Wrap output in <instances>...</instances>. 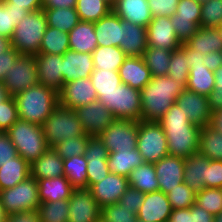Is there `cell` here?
<instances>
[{"instance_id":"cell-14","label":"cell","mask_w":222,"mask_h":222,"mask_svg":"<svg viewBox=\"0 0 222 222\" xmlns=\"http://www.w3.org/2000/svg\"><path fill=\"white\" fill-rule=\"evenodd\" d=\"M109 152L98 136L89 138L84 153L87 160V189L103 180L110 172L107 165Z\"/></svg>"},{"instance_id":"cell-17","label":"cell","mask_w":222,"mask_h":222,"mask_svg":"<svg viewBox=\"0 0 222 222\" xmlns=\"http://www.w3.org/2000/svg\"><path fill=\"white\" fill-rule=\"evenodd\" d=\"M185 113L192 124L203 128L209 125L211 112L208 97L184 89L176 98L175 102Z\"/></svg>"},{"instance_id":"cell-34","label":"cell","mask_w":222,"mask_h":222,"mask_svg":"<svg viewBox=\"0 0 222 222\" xmlns=\"http://www.w3.org/2000/svg\"><path fill=\"white\" fill-rule=\"evenodd\" d=\"M186 44L204 55L211 52H222V39L217 28L199 27Z\"/></svg>"},{"instance_id":"cell-63","label":"cell","mask_w":222,"mask_h":222,"mask_svg":"<svg viewBox=\"0 0 222 222\" xmlns=\"http://www.w3.org/2000/svg\"><path fill=\"white\" fill-rule=\"evenodd\" d=\"M205 65L208 69L215 72L222 66V52H211L204 56Z\"/></svg>"},{"instance_id":"cell-41","label":"cell","mask_w":222,"mask_h":222,"mask_svg":"<svg viewBox=\"0 0 222 222\" xmlns=\"http://www.w3.org/2000/svg\"><path fill=\"white\" fill-rule=\"evenodd\" d=\"M171 55V50L148 46L142 58L150 69L152 77H157L167 75Z\"/></svg>"},{"instance_id":"cell-25","label":"cell","mask_w":222,"mask_h":222,"mask_svg":"<svg viewBox=\"0 0 222 222\" xmlns=\"http://www.w3.org/2000/svg\"><path fill=\"white\" fill-rule=\"evenodd\" d=\"M147 29L121 19L120 48L126 56L142 57L147 49Z\"/></svg>"},{"instance_id":"cell-71","label":"cell","mask_w":222,"mask_h":222,"mask_svg":"<svg viewBox=\"0 0 222 222\" xmlns=\"http://www.w3.org/2000/svg\"><path fill=\"white\" fill-rule=\"evenodd\" d=\"M215 222H222V214L215 217Z\"/></svg>"},{"instance_id":"cell-51","label":"cell","mask_w":222,"mask_h":222,"mask_svg":"<svg viewBox=\"0 0 222 222\" xmlns=\"http://www.w3.org/2000/svg\"><path fill=\"white\" fill-rule=\"evenodd\" d=\"M167 197L172 210L190 208L195 204L196 192L183 182L174 189H171V191L167 193Z\"/></svg>"},{"instance_id":"cell-1","label":"cell","mask_w":222,"mask_h":222,"mask_svg":"<svg viewBox=\"0 0 222 222\" xmlns=\"http://www.w3.org/2000/svg\"><path fill=\"white\" fill-rule=\"evenodd\" d=\"M158 122L165 132L169 155L188 158L198 153L201 128L192 124L176 103Z\"/></svg>"},{"instance_id":"cell-10","label":"cell","mask_w":222,"mask_h":222,"mask_svg":"<svg viewBox=\"0 0 222 222\" xmlns=\"http://www.w3.org/2000/svg\"><path fill=\"white\" fill-rule=\"evenodd\" d=\"M139 121L115 119L98 138L108 152L128 151L137 148Z\"/></svg>"},{"instance_id":"cell-33","label":"cell","mask_w":222,"mask_h":222,"mask_svg":"<svg viewBox=\"0 0 222 222\" xmlns=\"http://www.w3.org/2000/svg\"><path fill=\"white\" fill-rule=\"evenodd\" d=\"M143 163L144 160L137 149L111 152L107 158L109 172L125 177Z\"/></svg>"},{"instance_id":"cell-27","label":"cell","mask_w":222,"mask_h":222,"mask_svg":"<svg viewBox=\"0 0 222 222\" xmlns=\"http://www.w3.org/2000/svg\"><path fill=\"white\" fill-rule=\"evenodd\" d=\"M210 159L200 153L184 158L183 182L196 193L206 188L207 168Z\"/></svg>"},{"instance_id":"cell-2","label":"cell","mask_w":222,"mask_h":222,"mask_svg":"<svg viewBox=\"0 0 222 222\" xmlns=\"http://www.w3.org/2000/svg\"><path fill=\"white\" fill-rule=\"evenodd\" d=\"M185 87L167 75L152 77L141 93L140 120L158 122L176 102Z\"/></svg>"},{"instance_id":"cell-55","label":"cell","mask_w":222,"mask_h":222,"mask_svg":"<svg viewBox=\"0 0 222 222\" xmlns=\"http://www.w3.org/2000/svg\"><path fill=\"white\" fill-rule=\"evenodd\" d=\"M215 87L208 96L210 112L222 110V66H220L215 72Z\"/></svg>"},{"instance_id":"cell-74","label":"cell","mask_w":222,"mask_h":222,"mask_svg":"<svg viewBox=\"0 0 222 222\" xmlns=\"http://www.w3.org/2000/svg\"><path fill=\"white\" fill-rule=\"evenodd\" d=\"M196 1H198V2H200V3H203V2H205V1H207V0H196Z\"/></svg>"},{"instance_id":"cell-72","label":"cell","mask_w":222,"mask_h":222,"mask_svg":"<svg viewBox=\"0 0 222 222\" xmlns=\"http://www.w3.org/2000/svg\"><path fill=\"white\" fill-rule=\"evenodd\" d=\"M106 2H108L111 6H113L117 0H105Z\"/></svg>"},{"instance_id":"cell-68","label":"cell","mask_w":222,"mask_h":222,"mask_svg":"<svg viewBox=\"0 0 222 222\" xmlns=\"http://www.w3.org/2000/svg\"><path fill=\"white\" fill-rule=\"evenodd\" d=\"M10 48H11V40L4 36H0V53L6 52Z\"/></svg>"},{"instance_id":"cell-52","label":"cell","mask_w":222,"mask_h":222,"mask_svg":"<svg viewBox=\"0 0 222 222\" xmlns=\"http://www.w3.org/2000/svg\"><path fill=\"white\" fill-rule=\"evenodd\" d=\"M101 219L105 222H137L133 209L122 206L119 202L102 208Z\"/></svg>"},{"instance_id":"cell-47","label":"cell","mask_w":222,"mask_h":222,"mask_svg":"<svg viewBox=\"0 0 222 222\" xmlns=\"http://www.w3.org/2000/svg\"><path fill=\"white\" fill-rule=\"evenodd\" d=\"M90 79L98 98L102 93L114 91L122 83L118 71H110L109 69H94Z\"/></svg>"},{"instance_id":"cell-15","label":"cell","mask_w":222,"mask_h":222,"mask_svg":"<svg viewBox=\"0 0 222 222\" xmlns=\"http://www.w3.org/2000/svg\"><path fill=\"white\" fill-rule=\"evenodd\" d=\"M74 110L84 132L90 136H98L115 120L112 113L98 99Z\"/></svg>"},{"instance_id":"cell-7","label":"cell","mask_w":222,"mask_h":222,"mask_svg":"<svg viewBox=\"0 0 222 222\" xmlns=\"http://www.w3.org/2000/svg\"><path fill=\"white\" fill-rule=\"evenodd\" d=\"M115 119L140 121L141 93L124 83L110 93H102L98 98Z\"/></svg>"},{"instance_id":"cell-24","label":"cell","mask_w":222,"mask_h":222,"mask_svg":"<svg viewBox=\"0 0 222 222\" xmlns=\"http://www.w3.org/2000/svg\"><path fill=\"white\" fill-rule=\"evenodd\" d=\"M118 73L122 83L139 91L152 79L150 69L142 57L127 56Z\"/></svg>"},{"instance_id":"cell-16","label":"cell","mask_w":222,"mask_h":222,"mask_svg":"<svg viewBox=\"0 0 222 222\" xmlns=\"http://www.w3.org/2000/svg\"><path fill=\"white\" fill-rule=\"evenodd\" d=\"M59 104L66 108L76 109L98 99L90 78H79L67 82L58 92Z\"/></svg>"},{"instance_id":"cell-69","label":"cell","mask_w":222,"mask_h":222,"mask_svg":"<svg viewBox=\"0 0 222 222\" xmlns=\"http://www.w3.org/2000/svg\"><path fill=\"white\" fill-rule=\"evenodd\" d=\"M9 97V94L3 85L2 82H0V103L4 102Z\"/></svg>"},{"instance_id":"cell-12","label":"cell","mask_w":222,"mask_h":222,"mask_svg":"<svg viewBox=\"0 0 222 222\" xmlns=\"http://www.w3.org/2000/svg\"><path fill=\"white\" fill-rule=\"evenodd\" d=\"M170 19L177 38L181 43H186L200 27L201 3L196 0H180Z\"/></svg>"},{"instance_id":"cell-19","label":"cell","mask_w":222,"mask_h":222,"mask_svg":"<svg viewBox=\"0 0 222 222\" xmlns=\"http://www.w3.org/2000/svg\"><path fill=\"white\" fill-rule=\"evenodd\" d=\"M128 187V177L109 173L89 190L99 206L103 208L106 205L118 203Z\"/></svg>"},{"instance_id":"cell-38","label":"cell","mask_w":222,"mask_h":222,"mask_svg":"<svg viewBox=\"0 0 222 222\" xmlns=\"http://www.w3.org/2000/svg\"><path fill=\"white\" fill-rule=\"evenodd\" d=\"M198 153L210 160L222 161V134L209 125L201 128Z\"/></svg>"},{"instance_id":"cell-43","label":"cell","mask_w":222,"mask_h":222,"mask_svg":"<svg viewBox=\"0 0 222 222\" xmlns=\"http://www.w3.org/2000/svg\"><path fill=\"white\" fill-rule=\"evenodd\" d=\"M79 19L95 23L112 11V6L105 0H77L75 7Z\"/></svg>"},{"instance_id":"cell-64","label":"cell","mask_w":222,"mask_h":222,"mask_svg":"<svg viewBox=\"0 0 222 222\" xmlns=\"http://www.w3.org/2000/svg\"><path fill=\"white\" fill-rule=\"evenodd\" d=\"M169 222H192L191 207L172 210Z\"/></svg>"},{"instance_id":"cell-20","label":"cell","mask_w":222,"mask_h":222,"mask_svg":"<svg viewBox=\"0 0 222 222\" xmlns=\"http://www.w3.org/2000/svg\"><path fill=\"white\" fill-rule=\"evenodd\" d=\"M159 191L167 194L171 189L183 183L184 158L167 155L154 163Z\"/></svg>"},{"instance_id":"cell-62","label":"cell","mask_w":222,"mask_h":222,"mask_svg":"<svg viewBox=\"0 0 222 222\" xmlns=\"http://www.w3.org/2000/svg\"><path fill=\"white\" fill-rule=\"evenodd\" d=\"M192 222H215V216L196 203L191 206Z\"/></svg>"},{"instance_id":"cell-8","label":"cell","mask_w":222,"mask_h":222,"mask_svg":"<svg viewBox=\"0 0 222 222\" xmlns=\"http://www.w3.org/2000/svg\"><path fill=\"white\" fill-rule=\"evenodd\" d=\"M0 202L8 215L37 210L40 205L37 180L30 176L14 187L0 191Z\"/></svg>"},{"instance_id":"cell-11","label":"cell","mask_w":222,"mask_h":222,"mask_svg":"<svg viewBox=\"0 0 222 222\" xmlns=\"http://www.w3.org/2000/svg\"><path fill=\"white\" fill-rule=\"evenodd\" d=\"M6 72L2 83L11 97L39 83L35 55H20Z\"/></svg>"},{"instance_id":"cell-21","label":"cell","mask_w":222,"mask_h":222,"mask_svg":"<svg viewBox=\"0 0 222 222\" xmlns=\"http://www.w3.org/2000/svg\"><path fill=\"white\" fill-rule=\"evenodd\" d=\"M35 59L39 83L59 92L63 86L62 55L38 53Z\"/></svg>"},{"instance_id":"cell-73","label":"cell","mask_w":222,"mask_h":222,"mask_svg":"<svg viewBox=\"0 0 222 222\" xmlns=\"http://www.w3.org/2000/svg\"><path fill=\"white\" fill-rule=\"evenodd\" d=\"M219 33H220V37L222 39V24L217 28Z\"/></svg>"},{"instance_id":"cell-59","label":"cell","mask_w":222,"mask_h":222,"mask_svg":"<svg viewBox=\"0 0 222 222\" xmlns=\"http://www.w3.org/2000/svg\"><path fill=\"white\" fill-rule=\"evenodd\" d=\"M21 54L11 47L6 52L0 53V82L4 81L7 70H10L14 62Z\"/></svg>"},{"instance_id":"cell-30","label":"cell","mask_w":222,"mask_h":222,"mask_svg":"<svg viewBox=\"0 0 222 222\" xmlns=\"http://www.w3.org/2000/svg\"><path fill=\"white\" fill-rule=\"evenodd\" d=\"M31 176L36 180L64 176L63 158L50 147L30 165Z\"/></svg>"},{"instance_id":"cell-66","label":"cell","mask_w":222,"mask_h":222,"mask_svg":"<svg viewBox=\"0 0 222 222\" xmlns=\"http://www.w3.org/2000/svg\"><path fill=\"white\" fill-rule=\"evenodd\" d=\"M182 46L188 51V65L191 67L192 64H206L204 60V54L200 53L199 51H195L191 49L186 43H182Z\"/></svg>"},{"instance_id":"cell-65","label":"cell","mask_w":222,"mask_h":222,"mask_svg":"<svg viewBox=\"0 0 222 222\" xmlns=\"http://www.w3.org/2000/svg\"><path fill=\"white\" fill-rule=\"evenodd\" d=\"M77 0H42V8H75Z\"/></svg>"},{"instance_id":"cell-58","label":"cell","mask_w":222,"mask_h":222,"mask_svg":"<svg viewBox=\"0 0 222 222\" xmlns=\"http://www.w3.org/2000/svg\"><path fill=\"white\" fill-rule=\"evenodd\" d=\"M17 150L6 132H0V167L16 157Z\"/></svg>"},{"instance_id":"cell-48","label":"cell","mask_w":222,"mask_h":222,"mask_svg":"<svg viewBox=\"0 0 222 222\" xmlns=\"http://www.w3.org/2000/svg\"><path fill=\"white\" fill-rule=\"evenodd\" d=\"M195 203L213 216L222 214V188H204L196 193Z\"/></svg>"},{"instance_id":"cell-4","label":"cell","mask_w":222,"mask_h":222,"mask_svg":"<svg viewBox=\"0 0 222 222\" xmlns=\"http://www.w3.org/2000/svg\"><path fill=\"white\" fill-rule=\"evenodd\" d=\"M6 133L16 147L17 154L30 165L50 148L43 127L38 124L19 118Z\"/></svg>"},{"instance_id":"cell-53","label":"cell","mask_w":222,"mask_h":222,"mask_svg":"<svg viewBox=\"0 0 222 222\" xmlns=\"http://www.w3.org/2000/svg\"><path fill=\"white\" fill-rule=\"evenodd\" d=\"M19 119L14 97L9 96L0 103V132H6Z\"/></svg>"},{"instance_id":"cell-5","label":"cell","mask_w":222,"mask_h":222,"mask_svg":"<svg viewBox=\"0 0 222 222\" xmlns=\"http://www.w3.org/2000/svg\"><path fill=\"white\" fill-rule=\"evenodd\" d=\"M47 27V18L43 9L29 12L16 25L10 39L11 47L21 55H37Z\"/></svg>"},{"instance_id":"cell-54","label":"cell","mask_w":222,"mask_h":222,"mask_svg":"<svg viewBox=\"0 0 222 222\" xmlns=\"http://www.w3.org/2000/svg\"><path fill=\"white\" fill-rule=\"evenodd\" d=\"M179 1L180 0H148V3L153 17H171L175 14Z\"/></svg>"},{"instance_id":"cell-46","label":"cell","mask_w":222,"mask_h":222,"mask_svg":"<svg viewBox=\"0 0 222 222\" xmlns=\"http://www.w3.org/2000/svg\"><path fill=\"white\" fill-rule=\"evenodd\" d=\"M37 211L41 222H68V200L42 202Z\"/></svg>"},{"instance_id":"cell-36","label":"cell","mask_w":222,"mask_h":222,"mask_svg":"<svg viewBox=\"0 0 222 222\" xmlns=\"http://www.w3.org/2000/svg\"><path fill=\"white\" fill-rule=\"evenodd\" d=\"M214 72L204 64H192L189 70V77L186 89L197 94L208 97L215 87Z\"/></svg>"},{"instance_id":"cell-3","label":"cell","mask_w":222,"mask_h":222,"mask_svg":"<svg viewBox=\"0 0 222 222\" xmlns=\"http://www.w3.org/2000/svg\"><path fill=\"white\" fill-rule=\"evenodd\" d=\"M14 98L19 118L40 126L59 105L58 92L40 83L29 87Z\"/></svg>"},{"instance_id":"cell-32","label":"cell","mask_w":222,"mask_h":222,"mask_svg":"<svg viewBox=\"0 0 222 222\" xmlns=\"http://www.w3.org/2000/svg\"><path fill=\"white\" fill-rule=\"evenodd\" d=\"M30 176V164L17 155L0 167V191L12 188Z\"/></svg>"},{"instance_id":"cell-40","label":"cell","mask_w":222,"mask_h":222,"mask_svg":"<svg viewBox=\"0 0 222 222\" xmlns=\"http://www.w3.org/2000/svg\"><path fill=\"white\" fill-rule=\"evenodd\" d=\"M64 176L75 188L87 189V160L84 155L63 159Z\"/></svg>"},{"instance_id":"cell-60","label":"cell","mask_w":222,"mask_h":222,"mask_svg":"<svg viewBox=\"0 0 222 222\" xmlns=\"http://www.w3.org/2000/svg\"><path fill=\"white\" fill-rule=\"evenodd\" d=\"M7 222H41L37 210L12 213L8 215Z\"/></svg>"},{"instance_id":"cell-26","label":"cell","mask_w":222,"mask_h":222,"mask_svg":"<svg viewBox=\"0 0 222 222\" xmlns=\"http://www.w3.org/2000/svg\"><path fill=\"white\" fill-rule=\"evenodd\" d=\"M112 11L122 20L147 27L153 16L148 0H117Z\"/></svg>"},{"instance_id":"cell-28","label":"cell","mask_w":222,"mask_h":222,"mask_svg":"<svg viewBox=\"0 0 222 222\" xmlns=\"http://www.w3.org/2000/svg\"><path fill=\"white\" fill-rule=\"evenodd\" d=\"M97 46H117L121 44V18L111 11L94 23Z\"/></svg>"},{"instance_id":"cell-45","label":"cell","mask_w":222,"mask_h":222,"mask_svg":"<svg viewBox=\"0 0 222 222\" xmlns=\"http://www.w3.org/2000/svg\"><path fill=\"white\" fill-rule=\"evenodd\" d=\"M188 51L181 45L172 51L167 76L180 82L185 88L187 86L189 70Z\"/></svg>"},{"instance_id":"cell-9","label":"cell","mask_w":222,"mask_h":222,"mask_svg":"<svg viewBox=\"0 0 222 222\" xmlns=\"http://www.w3.org/2000/svg\"><path fill=\"white\" fill-rule=\"evenodd\" d=\"M144 162L156 163L169 155L167 138L162 126L155 121H139L137 148Z\"/></svg>"},{"instance_id":"cell-13","label":"cell","mask_w":222,"mask_h":222,"mask_svg":"<svg viewBox=\"0 0 222 222\" xmlns=\"http://www.w3.org/2000/svg\"><path fill=\"white\" fill-rule=\"evenodd\" d=\"M68 204V222H98L101 219L102 208L89 189H74Z\"/></svg>"},{"instance_id":"cell-49","label":"cell","mask_w":222,"mask_h":222,"mask_svg":"<svg viewBox=\"0 0 222 222\" xmlns=\"http://www.w3.org/2000/svg\"><path fill=\"white\" fill-rule=\"evenodd\" d=\"M222 24V0L201 3L200 27L218 28Z\"/></svg>"},{"instance_id":"cell-42","label":"cell","mask_w":222,"mask_h":222,"mask_svg":"<svg viewBox=\"0 0 222 222\" xmlns=\"http://www.w3.org/2000/svg\"><path fill=\"white\" fill-rule=\"evenodd\" d=\"M69 48V35L54 27H47L39 53L63 55Z\"/></svg>"},{"instance_id":"cell-57","label":"cell","mask_w":222,"mask_h":222,"mask_svg":"<svg viewBox=\"0 0 222 222\" xmlns=\"http://www.w3.org/2000/svg\"><path fill=\"white\" fill-rule=\"evenodd\" d=\"M206 188H222V161L210 160L207 168Z\"/></svg>"},{"instance_id":"cell-39","label":"cell","mask_w":222,"mask_h":222,"mask_svg":"<svg viewBox=\"0 0 222 222\" xmlns=\"http://www.w3.org/2000/svg\"><path fill=\"white\" fill-rule=\"evenodd\" d=\"M47 18L49 27L69 33L80 19L75 8H42Z\"/></svg>"},{"instance_id":"cell-18","label":"cell","mask_w":222,"mask_h":222,"mask_svg":"<svg viewBox=\"0 0 222 222\" xmlns=\"http://www.w3.org/2000/svg\"><path fill=\"white\" fill-rule=\"evenodd\" d=\"M146 29L148 46L174 51L182 45L177 38L170 17H153Z\"/></svg>"},{"instance_id":"cell-23","label":"cell","mask_w":222,"mask_h":222,"mask_svg":"<svg viewBox=\"0 0 222 222\" xmlns=\"http://www.w3.org/2000/svg\"><path fill=\"white\" fill-rule=\"evenodd\" d=\"M172 213L167 194L157 191L146 193L137 218L145 222H168Z\"/></svg>"},{"instance_id":"cell-37","label":"cell","mask_w":222,"mask_h":222,"mask_svg":"<svg viewBox=\"0 0 222 222\" xmlns=\"http://www.w3.org/2000/svg\"><path fill=\"white\" fill-rule=\"evenodd\" d=\"M126 57L124 51L117 46H98L92 52L94 69L118 71Z\"/></svg>"},{"instance_id":"cell-67","label":"cell","mask_w":222,"mask_h":222,"mask_svg":"<svg viewBox=\"0 0 222 222\" xmlns=\"http://www.w3.org/2000/svg\"><path fill=\"white\" fill-rule=\"evenodd\" d=\"M209 126L222 134V110L212 112Z\"/></svg>"},{"instance_id":"cell-70","label":"cell","mask_w":222,"mask_h":222,"mask_svg":"<svg viewBox=\"0 0 222 222\" xmlns=\"http://www.w3.org/2000/svg\"><path fill=\"white\" fill-rule=\"evenodd\" d=\"M8 219V214L6 213L4 207L1 205L0 202V222H6Z\"/></svg>"},{"instance_id":"cell-35","label":"cell","mask_w":222,"mask_h":222,"mask_svg":"<svg viewBox=\"0 0 222 222\" xmlns=\"http://www.w3.org/2000/svg\"><path fill=\"white\" fill-rule=\"evenodd\" d=\"M128 182L129 186L144 194L159 191L158 179L152 163L144 162L133 169L128 176Z\"/></svg>"},{"instance_id":"cell-44","label":"cell","mask_w":222,"mask_h":222,"mask_svg":"<svg viewBox=\"0 0 222 222\" xmlns=\"http://www.w3.org/2000/svg\"><path fill=\"white\" fill-rule=\"evenodd\" d=\"M25 8L0 2V36L11 39L16 25L28 14Z\"/></svg>"},{"instance_id":"cell-56","label":"cell","mask_w":222,"mask_h":222,"mask_svg":"<svg viewBox=\"0 0 222 222\" xmlns=\"http://www.w3.org/2000/svg\"><path fill=\"white\" fill-rule=\"evenodd\" d=\"M144 197V193L129 186L120 198L119 203L128 209H133V211L137 214L139 208L144 202Z\"/></svg>"},{"instance_id":"cell-22","label":"cell","mask_w":222,"mask_h":222,"mask_svg":"<svg viewBox=\"0 0 222 222\" xmlns=\"http://www.w3.org/2000/svg\"><path fill=\"white\" fill-rule=\"evenodd\" d=\"M93 71L92 53L68 50L62 55L63 85L79 78H90Z\"/></svg>"},{"instance_id":"cell-29","label":"cell","mask_w":222,"mask_h":222,"mask_svg":"<svg viewBox=\"0 0 222 222\" xmlns=\"http://www.w3.org/2000/svg\"><path fill=\"white\" fill-rule=\"evenodd\" d=\"M40 203L68 200L75 189L65 176L37 180Z\"/></svg>"},{"instance_id":"cell-31","label":"cell","mask_w":222,"mask_h":222,"mask_svg":"<svg viewBox=\"0 0 222 222\" xmlns=\"http://www.w3.org/2000/svg\"><path fill=\"white\" fill-rule=\"evenodd\" d=\"M69 35V48L74 52L92 53L97 46V37L94 31V23L79 21L73 27Z\"/></svg>"},{"instance_id":"cell-61","label":"cell","mask_w":222,"mask_h":222,"mask_svg":"<svg viewBox=\"0 0 222 222\" xmlns=\"http://www.w3.org/2000/svg\"><path fill=\"white\" fill-rule=\"evenodd\" d=\"M4 4H13V7L25 8L29 12L42 9V0H2Z\"/></svg>"},{"instance_id":"cell-6","label":"cell","mask_w":222,"mask_h":222,"mask_svg":"<svg viewBox=\"0 0 222 222\" xmlns=\"http://www.w3.org/2000/svg\"><path fill=\"white\" fill-rule=\"evenodd\" d=\"M42 127L47 144L52 148L66 139L90 136L84 132L75 110L60 104L46 118Z\"/></svg>"},{"instance_id":"cell-50","label":"cell","mask_w":222,"mask_h":222,"mask_svg":"<svg viewBox=\"0 0 222 222\" xmlns=\"http://www.w3.org/2000/svg\"><path fill=\"white\" fill-rule=\"evenodd\" d=\"M91 136H77L57 143L53 149L63 159L84 155L86 146Z\"/></svg>"}]
</instances>
